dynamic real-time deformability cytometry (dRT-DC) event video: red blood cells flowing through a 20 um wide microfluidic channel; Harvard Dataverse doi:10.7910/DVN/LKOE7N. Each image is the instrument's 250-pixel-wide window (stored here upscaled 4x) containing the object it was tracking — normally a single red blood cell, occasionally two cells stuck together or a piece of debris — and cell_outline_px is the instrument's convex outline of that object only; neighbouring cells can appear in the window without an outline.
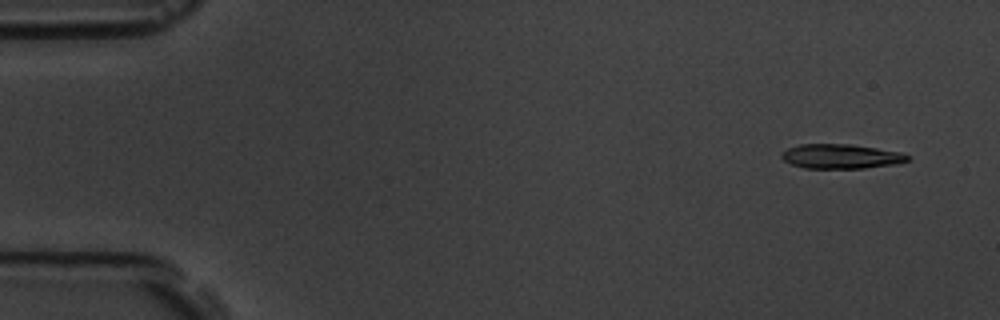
{"species": "common noctule bat (a hibernating species)", "species_latin": "Nyctalus noctula", "temperature_condition": "room temperature", "stored_images_in_passage": 24, "camera_frame_rate_fps": 3000, "um_per_image_px": 0.085, "animal": {"sex": "male", "body_mass_g": 19.5, "forearm_length_mm": 54.6}, "frame": {"image": 1, "passage_image": 4, "time_ms": 1.0, "image_size_px": [1000, 320], "cell_outline_px": [[912, 156], [908, 160], [892, 164], [864, 168], [804, 168], [792, 164], [784, 160], [780, 156], [780, 152], [788, 148], [800, 144], [848, 144], [876, 148], [900, 152]], "centroid_in_image_um": [71.44, 13.28], "position_along_channel_um": 13.6, "area_um2": 17.86}}
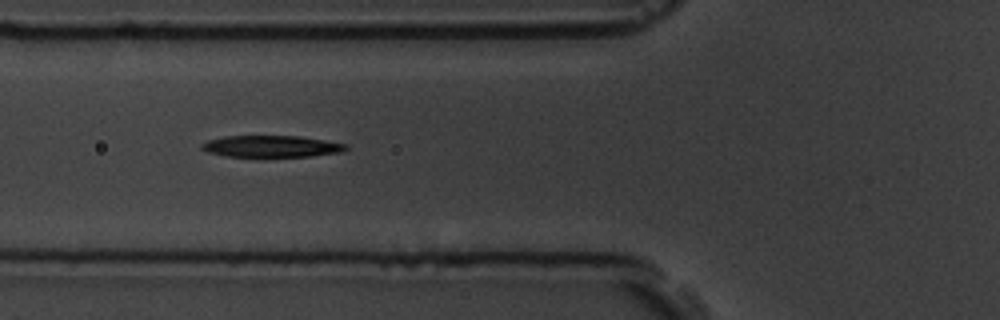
{"frame": {"image": 2, "passage_image": 21, "time_ms": 6.667, "image_size_px": [1000, 320], "cell_outline_px": [[348, 148], [340, 152], [312, 156], [264, 160], [224, 156], [208, 152], [200, 148], [200, 144], [208, 140], [224, 136], [300, 136], [348, 144]], "centroid_in_image_um": [23.03, 12.49], "position_along_channel_um": 102.8, "area_um2": 19.36}}
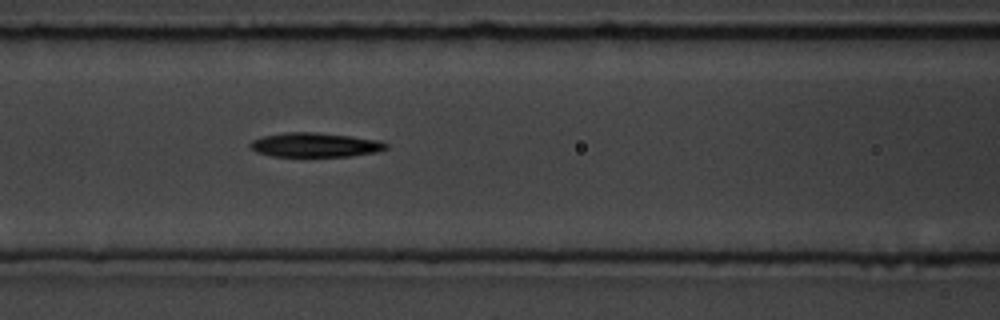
{"frame": {"image": 3, "passage_image": 24, "time_ms": 7.667, "image_size_px": [1000, 320], "cell_outline_px": [[388, 148], [376, 152], [352, 156], [272, 156], [256, 152], [248, 144], [252, 140], [264, 136], [284, 132], [316, 132], [380, 140], [388, 144]], "centroid_in_image_um": [26.78, 12.31], "position_along_channel_um": 139.8, "area_um2": 19.19}}